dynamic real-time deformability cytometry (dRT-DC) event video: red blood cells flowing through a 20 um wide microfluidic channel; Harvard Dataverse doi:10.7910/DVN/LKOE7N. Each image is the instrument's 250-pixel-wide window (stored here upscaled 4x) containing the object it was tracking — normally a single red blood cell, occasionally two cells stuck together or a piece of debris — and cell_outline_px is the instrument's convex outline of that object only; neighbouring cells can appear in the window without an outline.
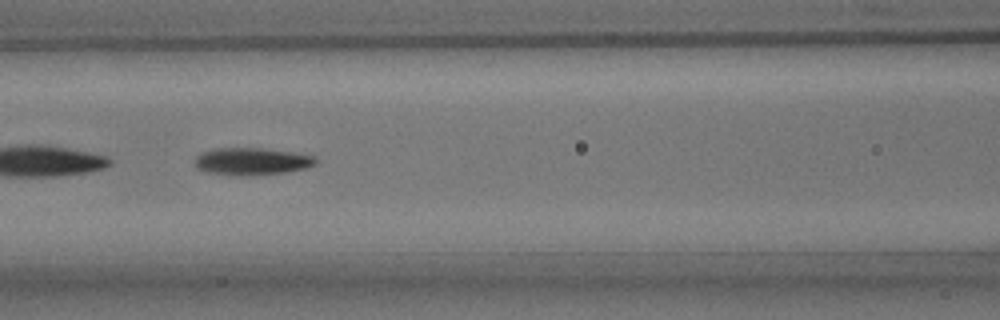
{"species": "common noctule bat (a hibernating species)", "species_latin": "Nyctalus noctula", "temperature_condition": "room temperature", "stored_images_in_passage": 50, "segment_of_instrument_passage": [2, 2], "camera_frame_rate_fps": 3000, "um_per_image_px": 0.085, "animal": {"sex": "male", "body_mass_g": 15.6}, "frame": {"image": 1, "passage_image": 20, "time_ms": 6.333, "image_size_px": [1000, 320], "cell_outline_px": [[316, 164], [308, 168], [288, 172], [252, 176], [232, 176], [208, 172], [196, 168], [196, 156], [200, 152], [216, 148], [260, 148], [292, 152], [312, 156], [316, 160]], "centroid_in_image_um": [21.39, 13.73], "position_along_channel_um": 145.2, "area_um2": 19.42}}
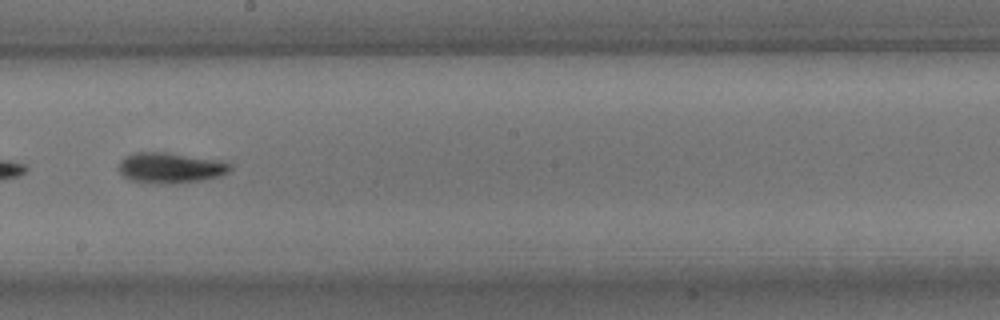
{"frame": {"image": 2, "passage_image": 27, "time_ms": 8.667, "image_size_px": [1000, 320], "cell_outline_px": [[232, 168], [228, 172], [220, 176], [204, 180], [176, 184], [152, 184], [128, 180], [116, 168], [120, 160], [124, 156], [136, 152], [168, 152], [212, 160], [232, 164]], "centroid_in_image_um": [14.4, 14.29], "position_along_channel_um": 233.8, "area_um2": 20.11}}
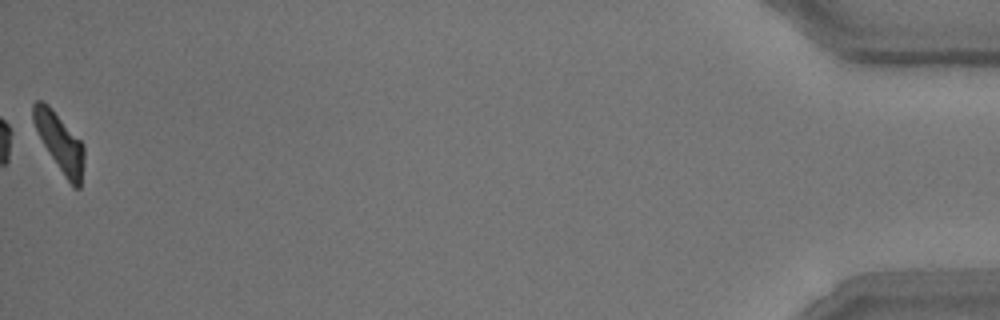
{"frame": {"image": 3, "passage_image": 50, "time_ms": 16.333, "image_size_px": [1000, 320], "cell_outline_px": [[84, 160], [80, 188], [72, 188], [44, 144], [32, 120], [32, 104], [36, 100], [40, 100], [48, 104], [84, 144]], "centroid_in_image_um": [5.09, 12.09], "position_along_channel_um": 430.1, "area_um2": 16.94}}